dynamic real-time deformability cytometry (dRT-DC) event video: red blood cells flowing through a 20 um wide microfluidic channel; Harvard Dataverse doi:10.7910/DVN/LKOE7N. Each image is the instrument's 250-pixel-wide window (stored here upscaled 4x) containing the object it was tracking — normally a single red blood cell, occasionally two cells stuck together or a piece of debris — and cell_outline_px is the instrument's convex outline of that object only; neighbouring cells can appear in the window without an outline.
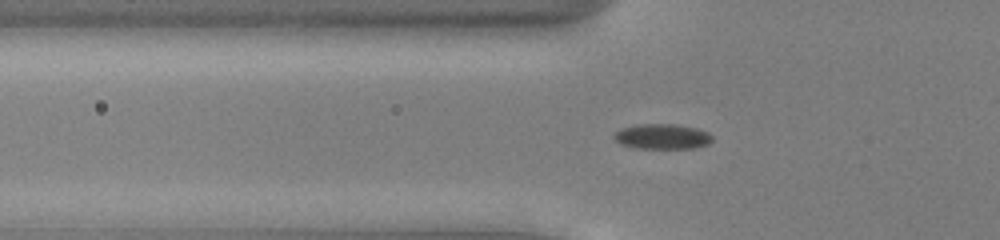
{"species": "common noctule bat (a hibernating species)", "species_latin": "Nyctalus noctula", "temperature_condition": "cold", "stored_images_in_passage": 54, "camera_frame_rate_fps": 3000, "um_per_image_px": 0.085, "animal": {"sex": "male", "body_mass_g": 13.0, "forearm_length_mm": 53.1}, "frame": {"image": 1, "passage_image": 19, "time_ms": 6.0, "image_size_px": [1000, 240], "cell_outline_px": [[712, 140], [708, 144], [696, 148], [636, 148], [620, 144], [612, 136], [616, 132], [624, 128], [640, 124], [676, 124], [696, 128], [708, 132], [712, 136]], "centroid_in_image_um": [56.32, 11.61], "position_along_channel_um": 69.5, "area_um2": 14.33}}
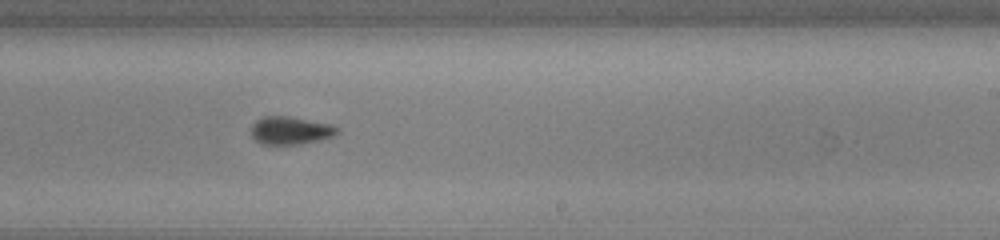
{"frame": {"image": 2, "passage_image": 34, "time_ms": 11.0, "image_size_px": [1000, 240], "cell_outline_px": [[340, 132], [336, 136], [320, 140], [300, 144], [260, 144], [252, 136], [252, 124], [256, 120], [264, 116], [288, 116], [328, 124], [340, 128]], "centroid_in_image_um": [24.71, 11.1], "position_along_channel_um": 264.3, "area_um2": 13.99}}
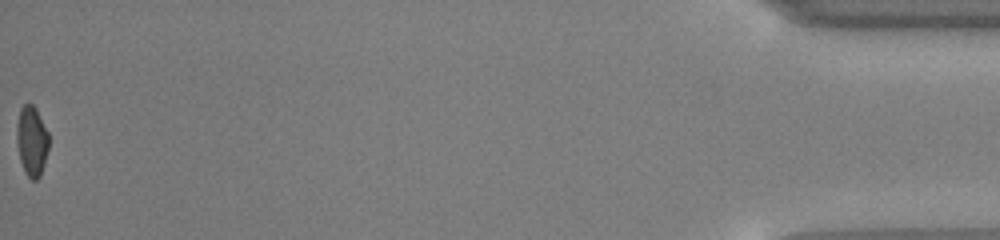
{"frame": {"image": 3, "passage_image": 54, "time_ms": 17.667, "image_size_px": [1000, 240], "cell_outline_px": [[48, 148], [44, 164], [40, 176], [36, 180], [32, 180], [24, 172], [20, 160], [16, 140], [16, 124], [20, 108], [24, 104], [32, 104], [36, 108], [48, 132]], "centroid_in_image_um": [2.68, 11.98], "position_along_channel_um": 432.5, "area_um2": 13.18}, "authors_computed_cell_mechanics": {"area_um2": 13.9587, "velocity_mm_per_s": 3.9256, "shape_relaxation_time_tau1_ms": 2.4397, "shape_relaxation_time_tau2_ms": 1.9561, "deformation_change_tau1": 0.076, "deformation_change_tau2": 0.0671}}